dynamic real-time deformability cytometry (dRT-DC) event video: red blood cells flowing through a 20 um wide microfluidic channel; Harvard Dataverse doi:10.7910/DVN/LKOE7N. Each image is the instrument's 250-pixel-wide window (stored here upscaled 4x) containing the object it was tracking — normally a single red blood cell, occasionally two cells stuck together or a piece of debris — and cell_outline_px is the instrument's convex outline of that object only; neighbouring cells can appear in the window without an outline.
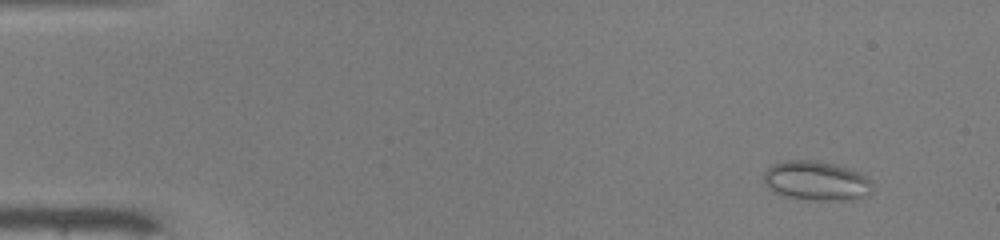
{"species": "common noctule bat (a hibernating species)", "species_latin": "Nyctalus noctula", "temperature_condition": "warm", "stored_images_in_passage": 48, "camera_frame_rate_fps": 3000, "um_per_image_px": 0.085, "animal": {"sex": "male", "body_mass_g": 19.0, "forearm_length_mm": 50.8}, "frame": {"image": 1, "passage_image": 3, "time_ms": 0.667, "image_size_px": [1000, 240], "cell_outline_px": [[872, 192], [848, 200], [808, 200], [784, 196], [772, 192], [768, 188], [764, 180], [764, 172], [772, 164], [788, 160], [816, 160], [848, 168], [860, 172], [872, 184]], "centroid_in_image_um": [69.34, 15.37], "position_along_channel_um": 15.7, "area_um2": 24.85}}
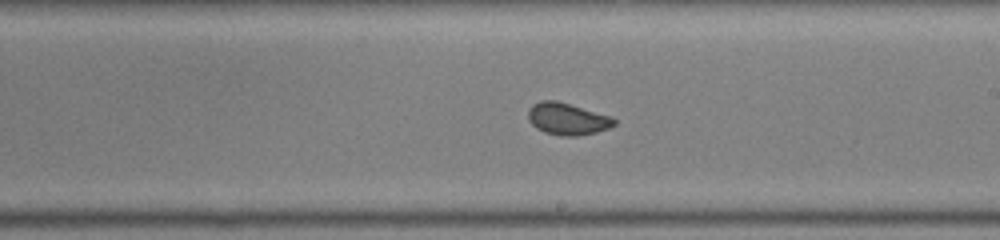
{"frame": {"image": 2, "passage_image": 28, "time_ms": 9.0, "image_size_px": [1000, 240], "cell_outline_px": [[616, 124], [608, 128], [596, 132], [576, 136], [560, 136], [544, 132], [536, 128], [528, 120], [528, 108], [532, 104], [540, 100], [556, 100], [612, 116], [616, 120]], "centroid_in_image_um": [48.21, 10.1], "position_along_channel_um": 240.8, "area_um2": 16.18}}
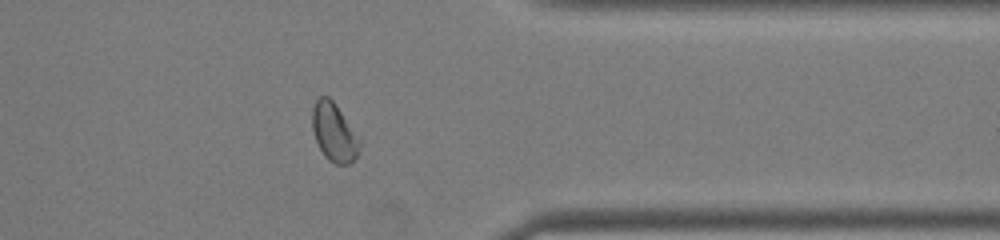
{"frame": {"image": 3, "passage_image": 39, "time_ms": 12.667, "image_size_px": [1000, 240], "cell_outline_px": [[360, 144], [356, 156], [348, 164], [336, 164], [328, 160], [324, 156], [316, 140], [312, 128], [312, 108], [316, 100], [320, 96], [328, 96], [332, 100], [360, 136]], "centroid_in_image_um": [28.4, 11.24], "position_along_channel_um": 383.0, "area_um2": 16.07}, "authors_computed_cell_mechanics": {"area_um2": 16.762, "velocity_mm_per_s": 4.0874, "shape_relaxation_time_tau1_ms": 8.3401, "shape_relaxation_time_tau2_ms": null, "deformation_change_tau1": 0.1606, "deformation_change_tau2": null}}